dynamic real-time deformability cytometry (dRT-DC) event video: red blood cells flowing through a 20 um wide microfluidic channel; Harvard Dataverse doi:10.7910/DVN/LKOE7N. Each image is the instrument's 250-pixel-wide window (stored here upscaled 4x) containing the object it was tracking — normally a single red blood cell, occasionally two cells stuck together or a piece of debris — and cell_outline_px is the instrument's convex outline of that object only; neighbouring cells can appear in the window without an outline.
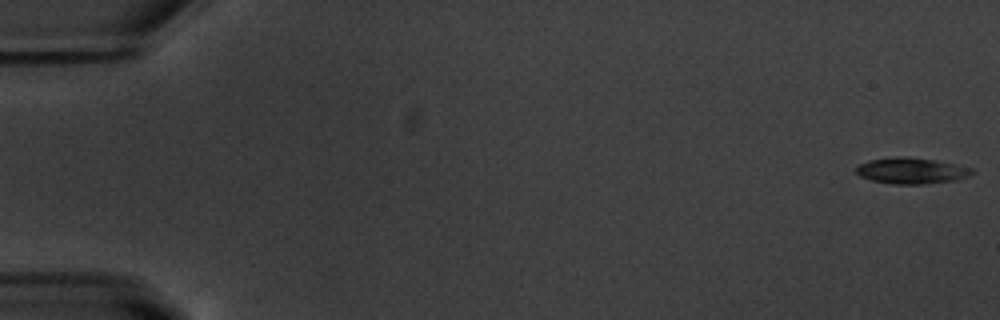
{"species": "common noctule bat (a hibernating species)", "species_latin": "Nyctalus noctula", "temperature_condition": "warm", "stored_images_in_passage": 12, "camera_frame_rate_fps": 3000, "um_per_image_px": 0.085, "animal": {"sex": "male", "body_mass_g": 20.1, "forearm_length_mm": 53.5}, "frame": {"image": 1, "passage_image": 1, "time_ms": 0.0, "image_size_px": [1000, 320], "cell_outline_px": [[976, 172], [968, 176], [956, 180], [924, 184], [892, 184], [872, 180], [860, 176], [856, 172], [856, 168], [860, 164], [868, 160], [900, 156], [904, 156], [936, 160], [956, 164], [972, 168]], "centroid_in_image_um": [77.5, 14.51], "position_along_channel_um": 7.5, "area_um2": 17.63}}